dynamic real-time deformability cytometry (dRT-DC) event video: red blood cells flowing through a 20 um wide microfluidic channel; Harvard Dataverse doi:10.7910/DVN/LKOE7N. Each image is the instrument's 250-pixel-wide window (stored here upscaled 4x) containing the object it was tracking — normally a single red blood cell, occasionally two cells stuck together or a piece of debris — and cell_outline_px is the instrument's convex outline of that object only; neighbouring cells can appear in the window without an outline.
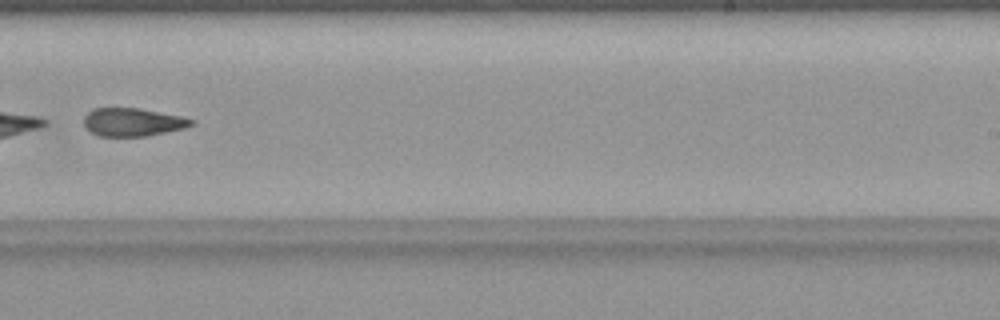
{"species": "common noctule bat (a hibernating species)", "species_latin": "Nyctalus noctula", "temperature_condition": "warm", "stored_images_in_passage": 42, "camera_frame_rate_fps": 3000, "um_per_image_px": 0.085, "animal": {"sex": "female", "body_mass_g": 19.9}, "frame": {"image": 1, "passage_image": 27, "time_ms": 8.667, "image_size_px": [1000, 320], "cell_outline_px": [[196, 124], [184, 128], [144, 136], [100, 136], [88, 132], [84, 128], [84, 116], [92, 108], [140, 108], [184, 116], [196, 120]], "centroid_in_image_um": [11.28, 10.37], "position_along_channel_um": 277.7, "area_um2": 17.92}}